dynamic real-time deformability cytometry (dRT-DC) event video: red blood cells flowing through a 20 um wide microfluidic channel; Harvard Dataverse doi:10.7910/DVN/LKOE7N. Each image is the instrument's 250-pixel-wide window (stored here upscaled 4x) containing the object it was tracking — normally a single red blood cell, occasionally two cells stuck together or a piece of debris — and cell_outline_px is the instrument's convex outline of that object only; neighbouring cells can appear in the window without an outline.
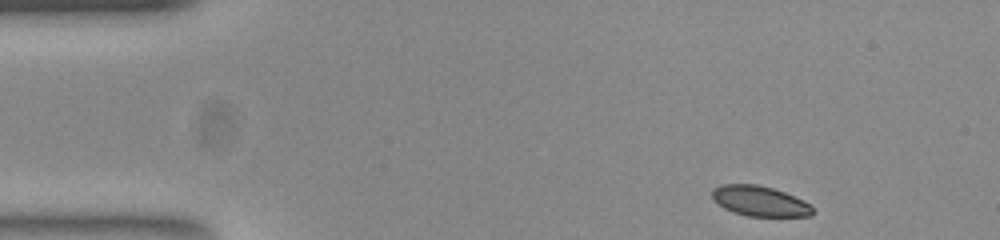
{"species": "common noctule bat (a hibernating species)", "species_latin": "Nyctalus noctula", "temperature_condition": "room temperature", "stored_images_in_passage": 8, "segment_of_instrument_passage": [1, 2], "camera_frame_rate_fps": 3000, "um_per_image_px": 0.085, "animal": {"sex": "female", "body_mass_g": 23.0, "forearm_length_mm": 53.4}, "frame": {"image": 1, "passage_image": 1, "time_ms": 0.0, "image_size_px": [1000, 240], "cell_outline_px": [[812, 216], [748, 216], [724, 208], [712, 196], [712, 188], [724, 184], [756, 184], [772, 188], [784, 192], [804, 200], [812, 208]], "centroid_in_image_um": [64.59, 17.08], "position_along_channel_um": 20.4, "area_um2": 17.4}}